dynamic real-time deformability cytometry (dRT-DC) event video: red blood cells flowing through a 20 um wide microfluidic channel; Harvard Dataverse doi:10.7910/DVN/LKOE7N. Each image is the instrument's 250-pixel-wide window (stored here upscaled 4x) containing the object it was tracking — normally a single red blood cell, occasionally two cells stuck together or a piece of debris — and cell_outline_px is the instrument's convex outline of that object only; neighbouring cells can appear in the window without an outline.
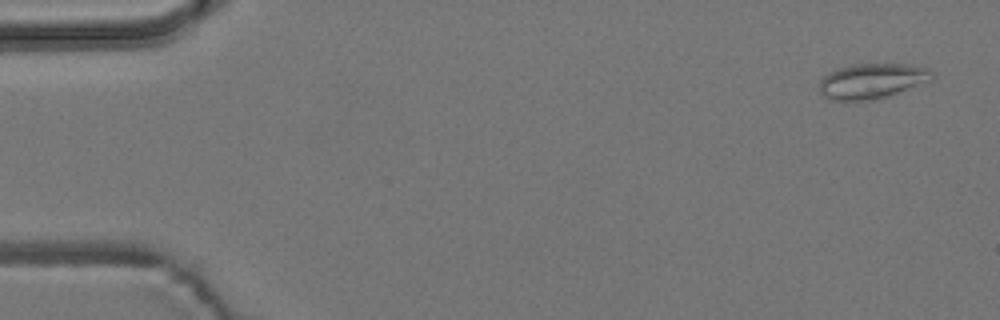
{"species": "common noctule bat (a hibernating species)", "species_latin": "Nyctalus noctula", "temperature_condition": "room temperature", "stored_images_in_passage": 4, "camera_frame_rate_fps": 3000, "um_per_image_px": 0.085, "animal": {"sex": "male", "body_mass_g": 19.2, "forearm_length_mm": 51.8}, "frame": {"image": 1, "passage_image": 1, "time_ms": 0.0, "image_size_px": [1000, 320], "cell_outline_px": [[936, 76], [932, 80], [888, 96], [876, 100], [828, 100], [820, 92], [820, 80], [828, 72], [852, 64], [912, 64], [928, 68], [936, 72]], "centroid_in_image_um": [74.17, 6.88], "position_along_channel_um": 10.8, "area_um2": 23.35}}